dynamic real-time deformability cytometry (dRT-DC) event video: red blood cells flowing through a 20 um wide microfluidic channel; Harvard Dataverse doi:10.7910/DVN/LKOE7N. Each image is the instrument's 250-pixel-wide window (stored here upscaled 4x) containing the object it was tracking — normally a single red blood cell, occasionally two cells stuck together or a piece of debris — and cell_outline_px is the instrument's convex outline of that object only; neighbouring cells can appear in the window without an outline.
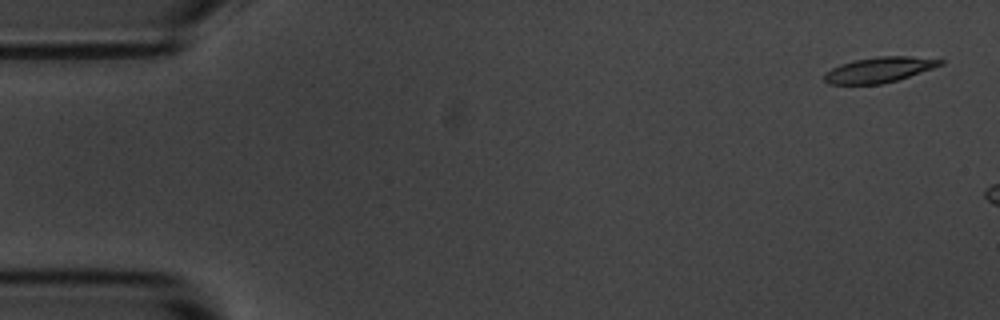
{"species": "common noctule bat (a hibernating species)", "species_latin": "Nyctalus noctula", "temperature_condition": "room temperature", "stored_images_in_passage": 4, "camera_frame_rate_fps": 3000, "um_per_image_px": 0.085, "animal": {"sex": "male", "body_mass_g": 20.1, "forearm_length_mm": 53.5}, "frame": {"image": 1, "passage_image": 1, "time_ms": 0.0, "image_size_px": [1000, 320], "cell_outline_px": [[944, 64], [896, 80], [880, 84], [828, 84], [824, 80], [824, 72], [840, 64], [852, 60], [880, 56], [908, 56], [944, 60]], "centroid_in_image_um": [74.68, 5.92], "position_along_channel_um": 10.3, "area_um2": 16.99}}